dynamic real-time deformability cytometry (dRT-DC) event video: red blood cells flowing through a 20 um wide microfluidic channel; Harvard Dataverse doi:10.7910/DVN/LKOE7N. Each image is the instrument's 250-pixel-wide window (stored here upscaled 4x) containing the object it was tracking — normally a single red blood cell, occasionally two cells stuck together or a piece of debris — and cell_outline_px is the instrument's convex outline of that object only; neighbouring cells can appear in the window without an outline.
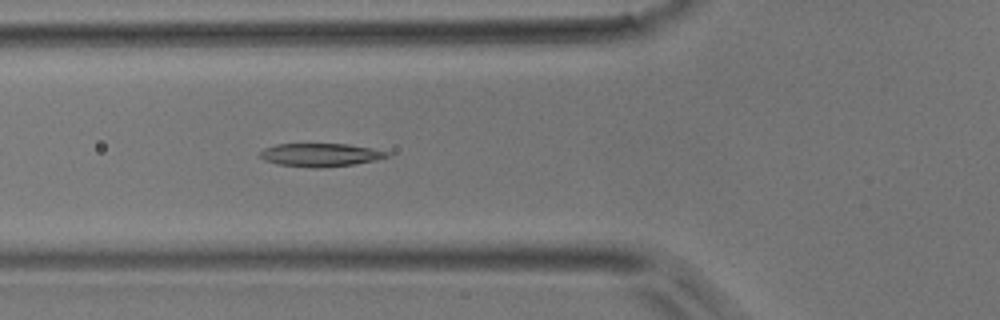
{"species": "common noctule bat (a hibernating species)", "species_latin": "Nyctalus noctula", "temperature_condition": "room temperature", "stored_images_in_passage": 39, "camera_frame_rate_fps": 3000, "um_per_image_px": 0.085, "animal": {"sex": "male", "body_mass_g": 17.9}, "frame": {"image": 1, "passage_image": 6, "time_ms": 1.667, "image_size_px": [1000, 320], "cell_outline_px": [[392, 152], [388, 156], [376, 160], [352, 164], [320, 168], [312, 168], [276, 164], [264, 160], [260, 156], [260, 152], [264, 148], [276, 144], [348, 144], [372, 148]], "centroid_in_image_um": [27.23, 13.16], "position_along_channel_um": 98.6, "area_um2": 17.22}}
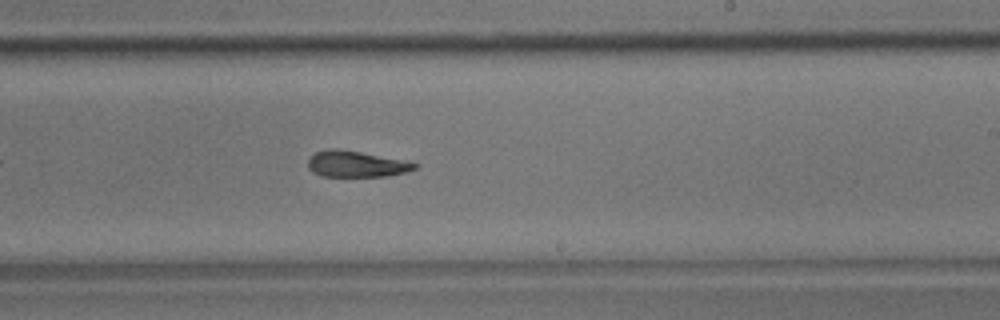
{"frame": {"image": 2, "passage_image": 18, "time_ms": 5.667, "image_size_px": [1000, 320], "cell_outline_px": [[420, 168], [388, 176], [320, 176], [312, 172], [308, 168], [308, 160], [316, 152], [328, 148], [340, 148], [420, 164]], "centroid_in_image_um": [30.25, 13.94], "position_along_channel_um": 258.7, "area_um2": 16.18}}
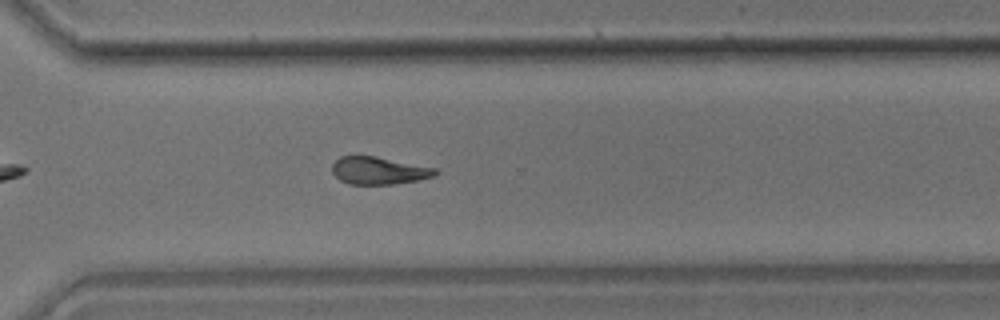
{"frame": {"image": 3, "passage_image": 24, "time_ms": 7.667, "image_size_px": [1000, 320], "cell_outline_px": [[440, 172], [436, 176], [420, 180], [392, 184], [348, 184], [340, 180], [332, 172], [332, 164], [340, 156], [376, 156], [436, 168]], "centroid_in_image_um": [32.23, 14.5], "position_along_channel_um": 338.4, "area_um2": 16.65}}